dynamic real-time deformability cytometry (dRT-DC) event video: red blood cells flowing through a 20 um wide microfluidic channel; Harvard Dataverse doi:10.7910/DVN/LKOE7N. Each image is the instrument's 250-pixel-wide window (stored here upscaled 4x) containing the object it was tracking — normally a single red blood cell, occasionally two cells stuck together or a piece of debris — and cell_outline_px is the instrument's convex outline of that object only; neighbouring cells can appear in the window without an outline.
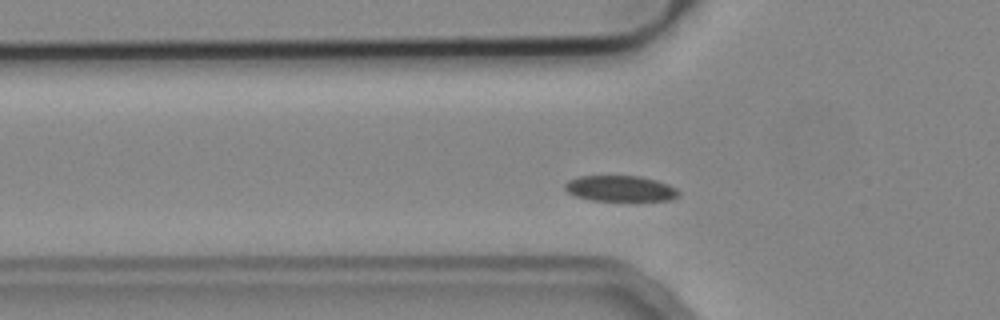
{"species": "common noctule bat (a hibernating species)", "species_latin": "Nyctalus noctula", "temperature_condition": "cold", "stored_images_in_passage": 48, "camera_frame_rate_fps": 3000, "um_per_image_px": 0.085, "animal": {"sex": "male", "body_mass_g": 19.2, "forearm_length_mm": 51.8}, "frame": {"image": 1, "passage_image": 11, "time_ms": 3.333, "image_size_px": [1000, 320], "cell_outline_px": [[680, 196], [672, 200], [592, 200], [576, 196], [568, 192], [564, 188], [564, 184], [568, 180], [580, 176], [640, 176], [656, 180], [668, 184], [676, 188], [680, 192]], "centroid_in_image_um": [52.75, 16.02], "position_along_channel_um": 73.1, "area_um2": 17.05}}
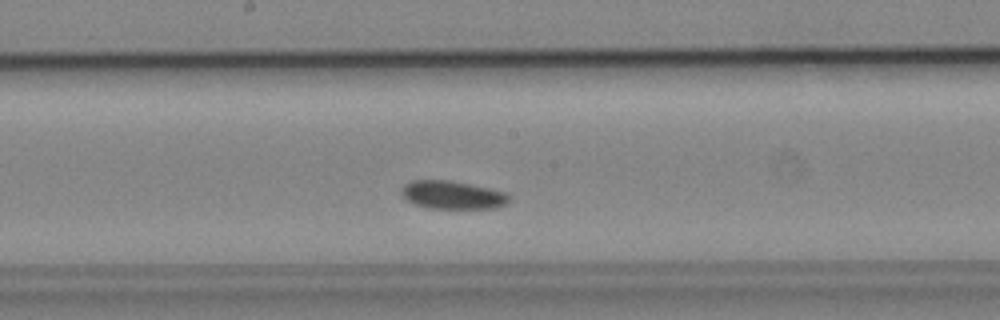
{"frame": {"image": 2, "passage_image": 22, "time_ms": 7.0, "image_size_px": [1000, 320], "cell_outline_px": [[512, 200], [508, 204], [496, 208], [428, 208], [416, 204], [408, 200], [400, 192], [400, 188], [404, 184], [412, 180], [448, 180], [488, 188], [504, 192], [512, 196]], "centroid_in_image_um": [38.49, 16.57], "position_along_channel_um": 209.7, "area_um2": 17.69}}
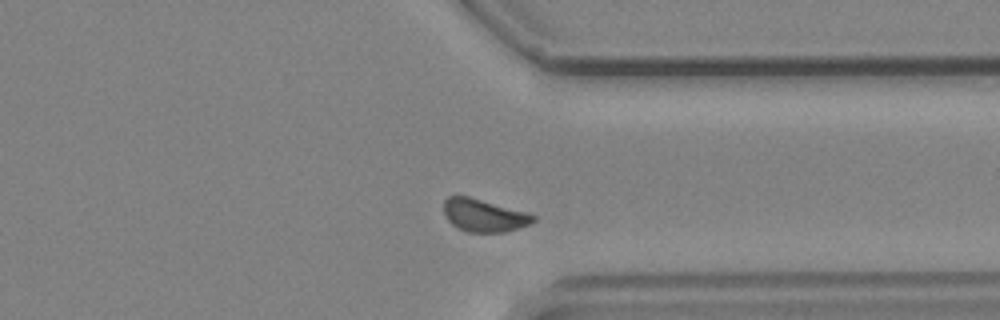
{"frame": {"image": 3, "passage_image": 35, "time_ms": 11.333, "image_size_px": [1000, 320], "cell_outline_px": [[536, 220], [532, 224], [520, 228], [504, 232], [468, 232], [452, 224], [448, 220], [444, 212], [444, 200], [448, 196], [468, 196], [524, 212], [536, 216]], "centroid_in_image_um": [41.14, 18.32], "position_along_channel_um": 370.3, "area_um2": 16.82}}